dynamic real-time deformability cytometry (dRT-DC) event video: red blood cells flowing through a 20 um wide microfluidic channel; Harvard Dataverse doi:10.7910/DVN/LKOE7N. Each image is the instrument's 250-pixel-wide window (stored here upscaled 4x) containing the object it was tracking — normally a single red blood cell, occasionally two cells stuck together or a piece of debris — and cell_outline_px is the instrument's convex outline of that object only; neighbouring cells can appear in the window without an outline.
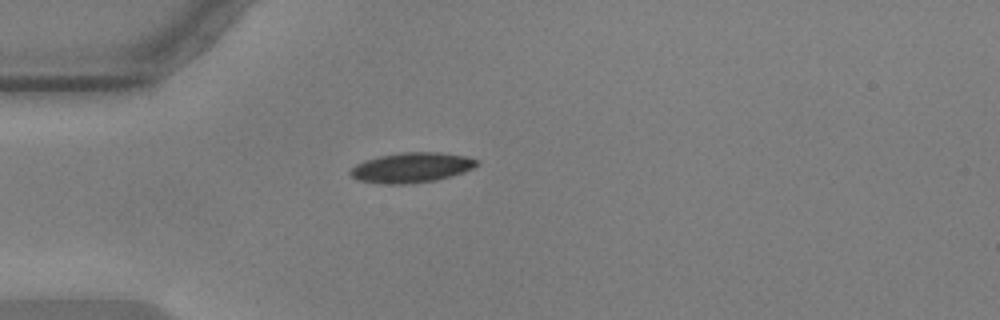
{"species": "common noctule bat (a hibernating species)", "species_latin": "Nyctalus noctula", "temperature_condition": "warm", "stored_images_in_passage": 42, "segment_of_instrument_passage": [1, 2], "camera_frame_rate_fps": 3000, "um_per_image_px": 0.085, "animal": {"sex": "male", "body_mass_g": 17.9, "forearm_length_mm": 54.2}, "frame": {"image": 1, "passage_image": 1, "time_ms": 0.0, "image_size_px": [1000, 320], "cell_outline_px": [[480, 164], [464, 172], [452, 176], [436, 180], [408, 184], [380, 184], [356, 180], [348, 172], [356, 164], [364, 160], [380, 156], [400, 152], [440, 152], [464, 156], [480, 160]], "centroid_in_image_um": [34.98, 14.25], "position_along_channel_um": 50.0, "area_um2": 22.37}}
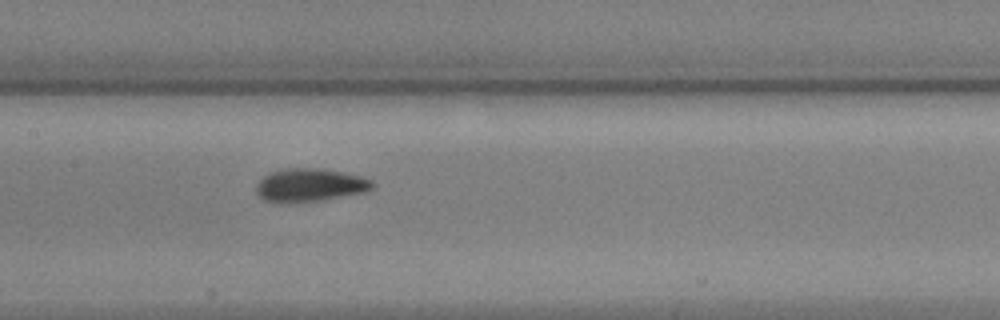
{"frame": {"image": 2, "passage_image": 13, "time_ms": 4.0, "image_size_px": [1000, 320], "cell_outline_px": [[376, 184], [372, 188], [364, 192], [320, 200], [264, 200], [256, 192], [256, 184], [268, 172], [288, 168], [320, 168], [360, 176], [372, 180]], "centroid_in_image_um": [26.37, 15.69], "position_along_channel_um": 181.0, "area_um2": 21.68}}
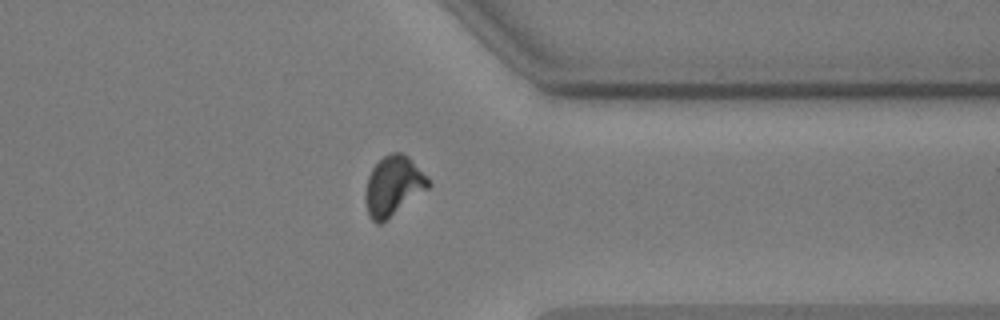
{"frame": {"image": 3, "passage_image": 30, "time_ms": 9.667, "image_size_px": [1000, 320], "cell_outline_px": [[432, 184], [428, 188], [380, 224], [376, 224], [368, 216], [364, 200], [364, 192], [368, 176], [372, 168], [384, 156], [392, 152], [400, 152], [408, 156]], "centroid_in_image_um": [33.38, 15.81], "position_along_channel_um": 378.0, "area_um2": 21.62}}